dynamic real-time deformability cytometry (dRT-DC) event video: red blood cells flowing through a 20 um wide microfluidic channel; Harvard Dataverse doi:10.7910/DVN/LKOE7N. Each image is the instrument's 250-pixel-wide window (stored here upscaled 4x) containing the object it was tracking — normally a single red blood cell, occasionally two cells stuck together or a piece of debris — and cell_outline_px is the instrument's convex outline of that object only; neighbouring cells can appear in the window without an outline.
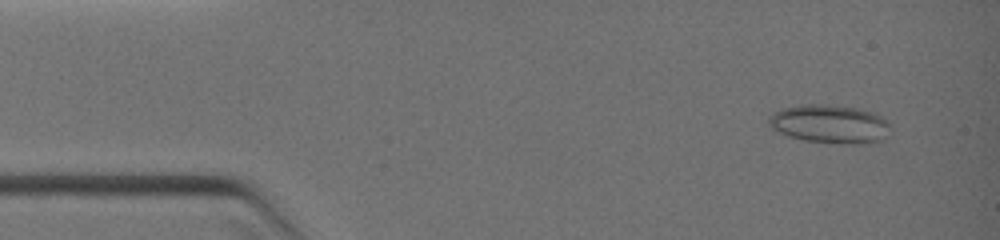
{"species": "common noctule bat (a hibernating species)", "species_latin": "Nyctalus noctula", "temperature_condition": "warm", "stored_images_in_passage": 6, "camera_frame_rate_fps": 3000, "um_per_image_px": 0.085, "animal": {"sex": "female", "body_mass_g": 19.0, "forearm_length_mm": 51.5}, "frame": {"image": 1, "passage_image": 2, "time_ms": 0.667, "image_size_px": [1000, 240], "cell_outline_px": [[888, 124], [876, 140], [864, 144], [840, 144], [804, 140], [788, 136], [772, 128], [768, 120], [776, 112], [784, 108], [800, 104], [828, 104], [856, 108], [876, 112]], "centroid_in_image_um": [70.45, 10.52], "position_along_channel_um": 14.5, "area_um2": 26.53}}